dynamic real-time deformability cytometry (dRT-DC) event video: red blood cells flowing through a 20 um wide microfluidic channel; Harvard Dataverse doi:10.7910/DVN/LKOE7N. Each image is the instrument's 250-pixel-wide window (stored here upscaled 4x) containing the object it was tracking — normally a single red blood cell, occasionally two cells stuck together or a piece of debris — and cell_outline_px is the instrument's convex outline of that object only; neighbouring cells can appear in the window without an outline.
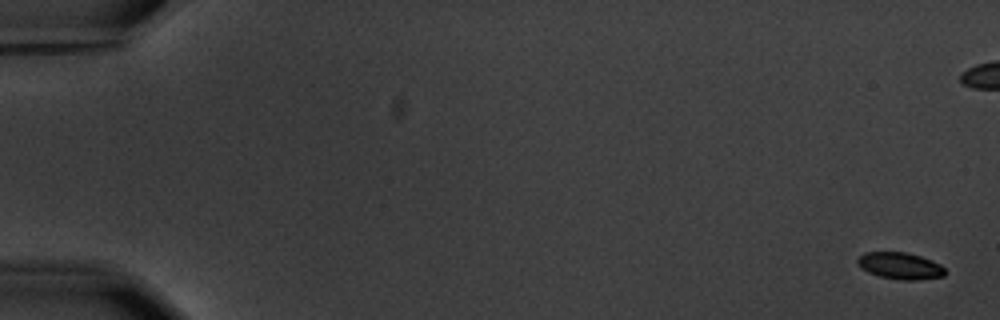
{"species": "common noctule bat (a hibernating species)", "species_latin": "Nyctalus noctula", "temperature_condition": "warm", "stored_images_in_passage": 8, "camera_frame_rate_fps": 3000, "um_per_image_px": 0.085, "animal": {"sex": "male", "body_mass_g": 20.1, "forearm_length_mm": 53.5}, "frame": {"image": 1, "passage_image": 1, "time_ms": 0.0, "image_size_px": [1000, 320], "cell_outline_px": [[948, 272], [944, 276], [916, 280], [900, 280], [880, 276], [868, 272], [860, 268], [856, 260], [864, 252], [908, 252], [932, 260], [940, 264]], "centroid_in_image_um": [76.53, 22.59], "position_along_channel_um": 8.5, "area_um2": 13.76}}
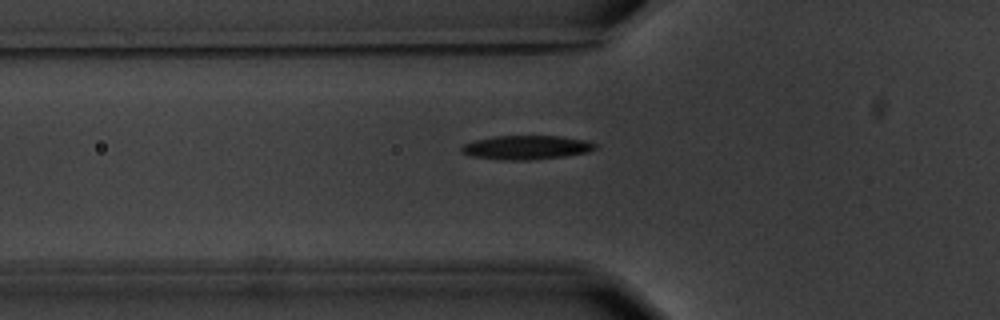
{"frame": {"image": 2, "passage_image": 8, "time_ms": 8.333, "image_size_px": [1000, 320], "cell_outline_px": [[600, 144], [596, 148], [588, 152], [564, 156], [528, 160], [504, 160], [472, 156], [460, 152], [460, 148], [464, 144], [476, 140], [496, 136], [560, 136], [584, 140]], "centroid_in_image_um": [44.76, 12.53], "position_along_channel_um": 81.0, "area_um2": 18.61}}